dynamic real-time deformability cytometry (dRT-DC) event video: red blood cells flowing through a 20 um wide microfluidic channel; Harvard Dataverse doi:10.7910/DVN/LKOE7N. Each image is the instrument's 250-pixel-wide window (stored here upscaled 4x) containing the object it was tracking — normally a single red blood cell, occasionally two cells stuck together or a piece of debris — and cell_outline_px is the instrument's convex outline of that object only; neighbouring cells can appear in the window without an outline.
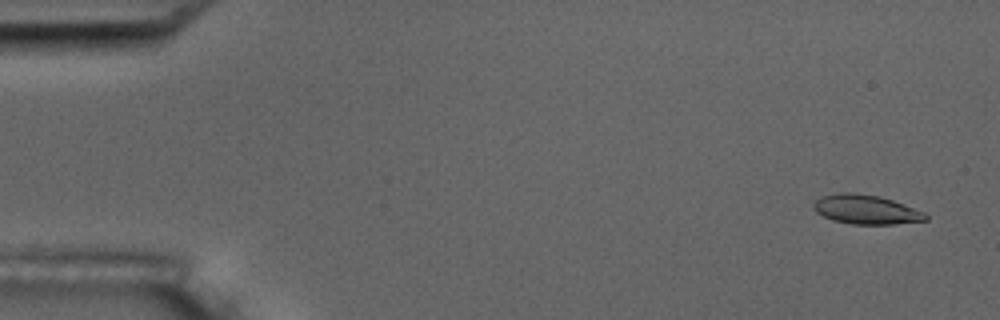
{"species": "common noctule bat (a hibernating species)", "species_latin": "Nyctalus noctula", "temperature_condition": "room temperature", "stored_images_in_passage": 5, "camera_frame_rate_fps": 3000, "um_per_image_px": 0.085, "animal": {"sex": "male", "body_mass_g": 17.5, "forearm_length_mm": 52.3}, "frame": {"image": 1, "passage_image": 1, "time_ms": 0.0, "image_size_px": [1000, 320], "cell_outline_px": [[928, 220], [896, 224], [852, 224], [832, 220], [816, 212], [812, 204], [816, 200], [824, 196], [840, 192], [852, 192], [880, 196], [892, 200], [924, 212], [928, 216]], "centroid_in_image_um": [73.61, 17.81], "position_along_channel_um": 11.4, "area_um2": 19.02}}